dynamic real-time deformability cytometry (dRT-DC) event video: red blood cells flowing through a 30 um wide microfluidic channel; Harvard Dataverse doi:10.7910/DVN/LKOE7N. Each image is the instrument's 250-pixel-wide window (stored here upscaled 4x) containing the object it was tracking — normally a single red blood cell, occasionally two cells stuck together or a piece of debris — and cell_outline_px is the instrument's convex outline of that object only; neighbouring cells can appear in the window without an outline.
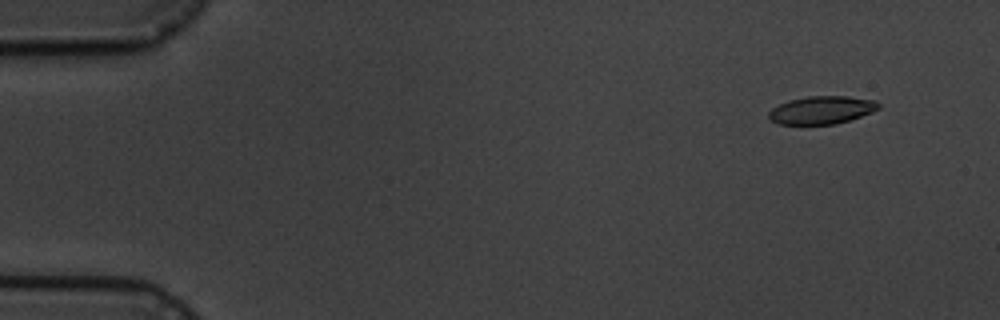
{"species": "common noctule bat (a hibernating species)", "species_latin": "Nyctalus noctula", "temperature_condition": "cold", "stored_images_in_passage": 7, "camera_frame_rate_fps": 3000, "um_per_image_px": 0.085, "animal": {"sex": "male", "body_mass_g": 19.5, "forearm_length_mm": 54.6}, "frame": {"image": 1, "passage_image": 2, "time_ms": 1.333, "image_size_px": [1000, 320], "cell_outline_px": [[880, 108], [872, 112], [836, 124], [780, 124], [772, 120], [768, 116], [768, 112], [772, 108], [788, 100], [808, 96], [848, 96], [876, 100], [880, 104]], "centroid_in_image_um": [69.86, 9.34], "position_along_channel_um": 15.1, "area_um2": 17.8}}
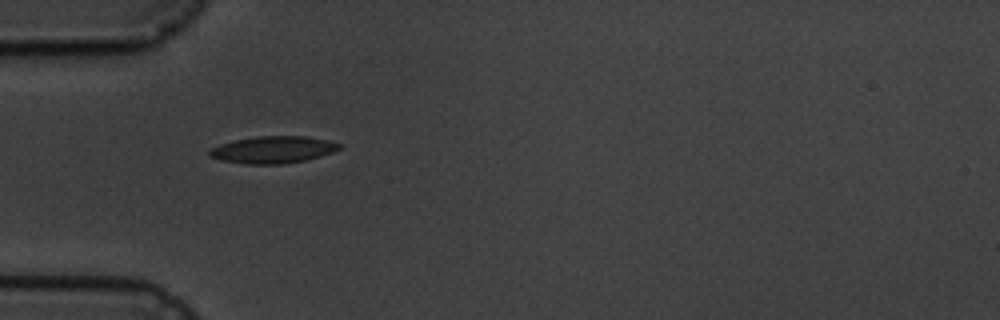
{"frame": {"image": 2, "passage_image": 6, "time_ms": 5.667, "image_size_px": [1000, 320], "cell_outline_px": [[344, 144], [340, 148], [332, 152], [320, 156], [304, 160], [280, 164], [244, 164], [220, 160], [208, 156], [208, 152], [212, 148], [220, 144], [236, 140], [256, 136], [304, 136], [328, 140]], "centroid_in_image_um": [23.2, 12.72], "position_along_channel_um": 61.8, "area_um2": 20.4}}
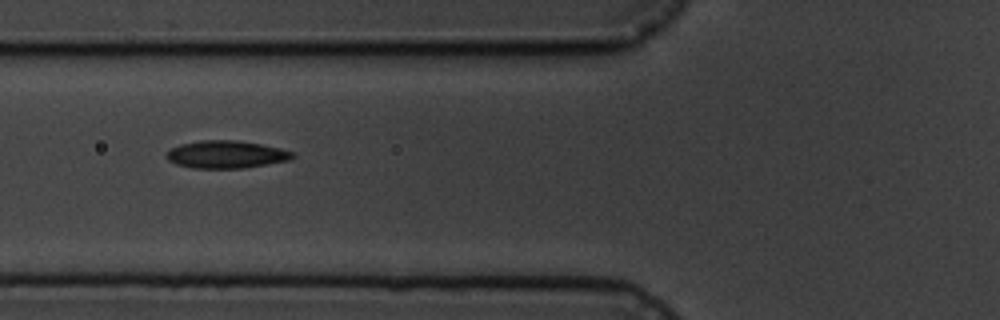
{"frame": {"image": 3, "passage_image": 7, "time_ms": 7.0, "image_size_px": [1000, 320], "cell_outline_px": [[296, 156], [288, 160], [244, 168], [192, 168], [176, 164], [168, 160], [164, 156], [172, 148], [180, 144], [200, 140], [236, 140], [260, 144], [280, 148], [292, 152]], "centroid_in_image_um": [19.19, 13.13], "position_along_channel_um": 106.6, "area_um2": 20.17}}